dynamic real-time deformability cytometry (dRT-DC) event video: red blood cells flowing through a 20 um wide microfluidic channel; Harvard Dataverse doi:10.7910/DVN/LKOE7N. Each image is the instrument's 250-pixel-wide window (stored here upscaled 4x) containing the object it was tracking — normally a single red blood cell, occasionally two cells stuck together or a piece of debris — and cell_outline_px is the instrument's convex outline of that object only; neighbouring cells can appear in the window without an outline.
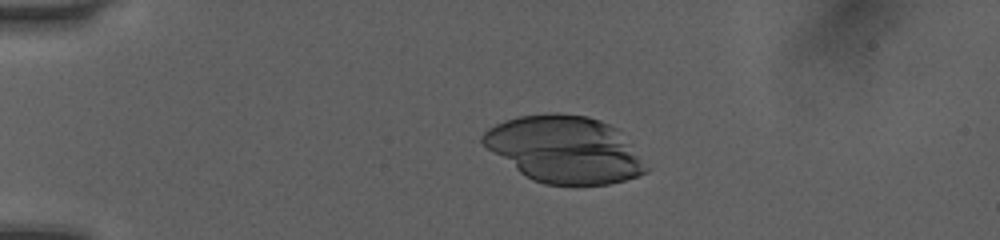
{"species": "human", "species_latin": "Homo sapiens", "temperature_condition": "room temperature", "stored_images_in_passage": 45, "camera_frame_rate_fps": 3000, "um_per_image_px": 0.085, "donor": {"sex": "female"}, "frame": {"image": 1, "passage_image": 6, "time_ms": 1.667, "image_size_px": [1000, 240], "cell_outline_px": [[652, 168], [648, 172], [624, 180], [608, 184], [576, 188], [544, 184], [532, 180], [520, 172], [488, 148], [480, 140], [480, 136], [488, 128], [504, 120], [520, 116], [556, 112], [588, 116], [600, 120], [616, 128]], "centroid_in_image_um": [48.04, 12.73], "position_along_channel_um": 37.0, "area_um2": 64.16}}